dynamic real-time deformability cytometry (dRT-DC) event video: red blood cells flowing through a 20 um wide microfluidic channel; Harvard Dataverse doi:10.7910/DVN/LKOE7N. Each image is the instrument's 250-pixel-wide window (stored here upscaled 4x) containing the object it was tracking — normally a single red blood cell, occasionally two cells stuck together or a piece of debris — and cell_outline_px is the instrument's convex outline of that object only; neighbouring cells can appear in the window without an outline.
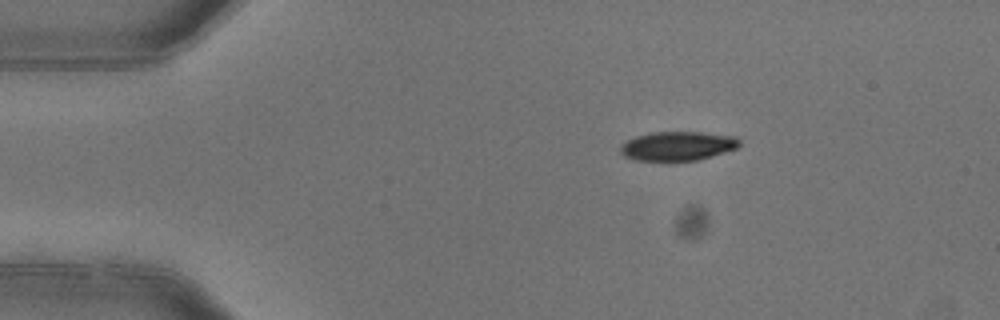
{"species": "common noctule bat (a hibernating species)", "species_latin": "Nyctalus noctula", "temperature_condition": "warm", "stored_images_in_passage": 3, "camera_frame_rate_fps": 3000, "um_per_image_px": 0.085, "animal": {"sex": "female"}, "frame": {"image": 1, "passage_image": 1, "time_ms": 0.0, "image_size_px": [1000, 320], "cell_outline_px": [[740, 144], [736, 148], [712, 156], [696, 160], [636, 160], [624, 156], [620, 152], [620, 144], [636, 136], [652, 132], [700, 132], [736, 136], [740, 140]], "centroid_in_image_um": [57.59, 12.4], "position_along_channel_um": 27.4, "area_um2": 20.06}}
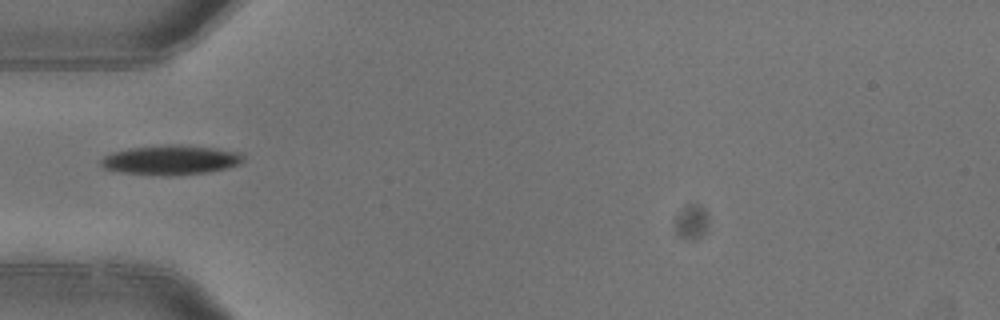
{"frame": {"image": 2, "passage_image": 3, "time_ms": 0.667, "image_size_px": [1000, 320], "cell_outline_px": [[244, 160], [240, 164], [228, 168], [208, 172], [168, 176], [120, 172], [104, 168], [100, 164], [100, 160], [104, 156], [112, 152], [132, 148], [168, 144], [180, 144], [216, 148], [244, 152]], "centroid_in_image_um": [14.57, 13.59], "position_along_channel_um": 70.4, "area_um2": 24.8}}